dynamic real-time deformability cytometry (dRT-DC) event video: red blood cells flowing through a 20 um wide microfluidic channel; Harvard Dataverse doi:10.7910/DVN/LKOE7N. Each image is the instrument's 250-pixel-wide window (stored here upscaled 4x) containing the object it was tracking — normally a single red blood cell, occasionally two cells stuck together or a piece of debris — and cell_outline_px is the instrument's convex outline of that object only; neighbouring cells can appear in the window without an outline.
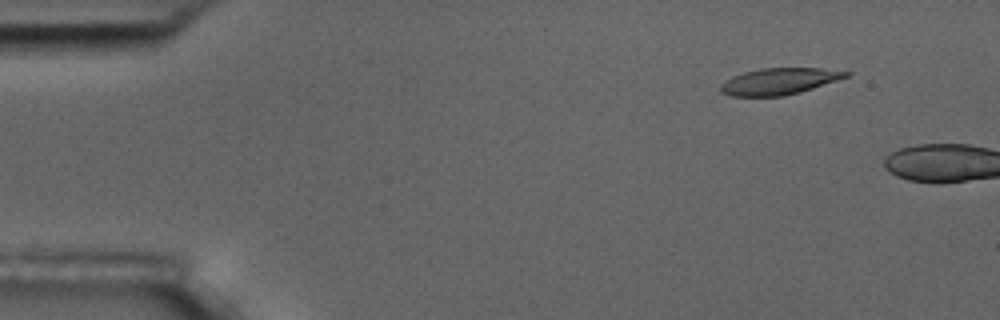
{"species": "common noctule bat (a hibernating species)", "species_latin": "Nyctalus noctula", "temperature_condition": "room temperature", "stored_images_in_passage": 9, "camera_frame_rate_fps": 3000, "um_per_image_px": 0.085, "animal": {"sex": "male", "body_mass_g": 17.5, "forearm_length_mm": 52.3}, "frame": {"image": 1, "passage_image": 6, "time_ms": 1.667, "image_size_px": [1000, 320], "cell_outline_px": [[852, 72], [848, 76], [800, 92], [784, 96], [732, 96], [720, 92], [720, 84], [732, 76], [744, 72], [760, 68], [820, 68]], "centroid_in_image_um": [66.19, 6.91], "position_along_channel_um": 18.8, "area_um2": 19.25}}